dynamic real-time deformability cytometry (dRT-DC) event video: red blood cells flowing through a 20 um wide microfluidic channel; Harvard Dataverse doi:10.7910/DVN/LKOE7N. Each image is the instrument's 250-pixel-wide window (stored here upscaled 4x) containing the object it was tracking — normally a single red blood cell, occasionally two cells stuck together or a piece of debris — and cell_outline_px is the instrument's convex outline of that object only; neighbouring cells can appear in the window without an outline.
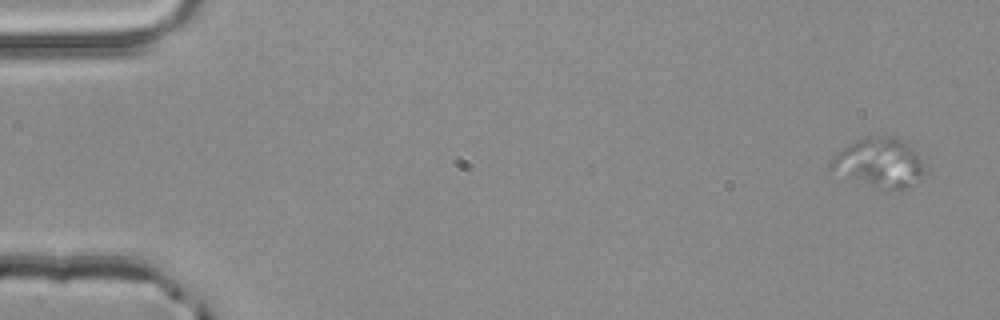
{"species": "common noctule bat (a hibernating species)", "species_latin": "Nyctalus noctula", "temperature_condition": "room temperature", "stored_images_in_passage": 3, "camera_frame_rate_fps": 3000, "um_per_image_px": 0.085, "animal": {"sex": "male", "body_mass_g": 20.4}, "frame": {"image": 1, "passage_image": 1, "time_ms": 0.0, "image_size_px": [1000, 320], "cell_outline_px": [[932, 176], [900, 192], [884, 192], [828, 172], [828, 160], [840, 148], [860, 136], [892, 136], [904, 140], [912, 144], [932, 172]], "centroid_in_image_um": [74.82, 13.9], "position_along_channel_um": 10.2, "area_um2": 30.06}}